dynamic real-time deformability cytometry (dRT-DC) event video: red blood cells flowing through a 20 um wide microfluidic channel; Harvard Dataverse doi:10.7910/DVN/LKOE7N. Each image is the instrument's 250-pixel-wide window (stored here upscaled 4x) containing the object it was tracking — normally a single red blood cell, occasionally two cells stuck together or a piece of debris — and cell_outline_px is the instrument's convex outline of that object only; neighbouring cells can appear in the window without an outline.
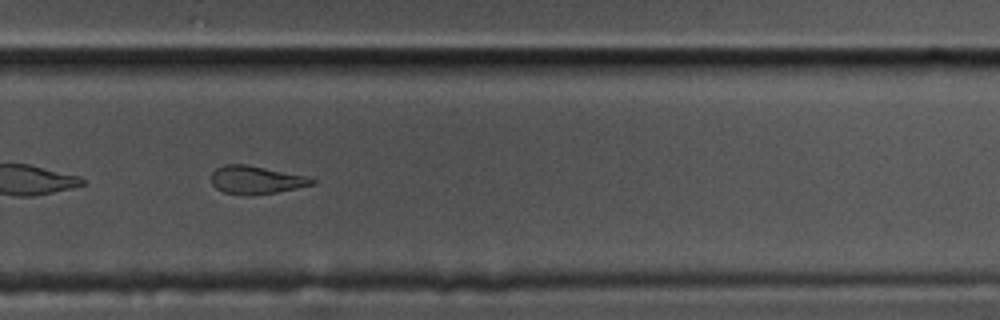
{"species": "common noctule bat (a hibernating species)", "species_latin": "Nyctalus noctula", "temperature_condition": "cold", "stored_images_in_passage": 53, "segment_of_instrument_passage": [2, 2], "camera_frame_rate_fps": 3000, "um_per_image_px": 0.085, "animal": {"sex": "male", "body_mass_g": 17.5, "forearm_length_mm": 52.3}, "frame": {"image": 1, "passage_image": 34, "time_ms": 11.0, "image_size_px": [1000, 320], "cell_outline_px": [[316, 184], [276, 192], [248, 196], [244, 196], [224, 192], [216, 188], [212, 184], [212, 172], [216, 168], [224, 164], [244, 164], [308, 176], [316, 180]], "centroid_in_image_um": [21.77, 15.3], "position_along_channel_um": 308.0, "area_um2": 16.53}}
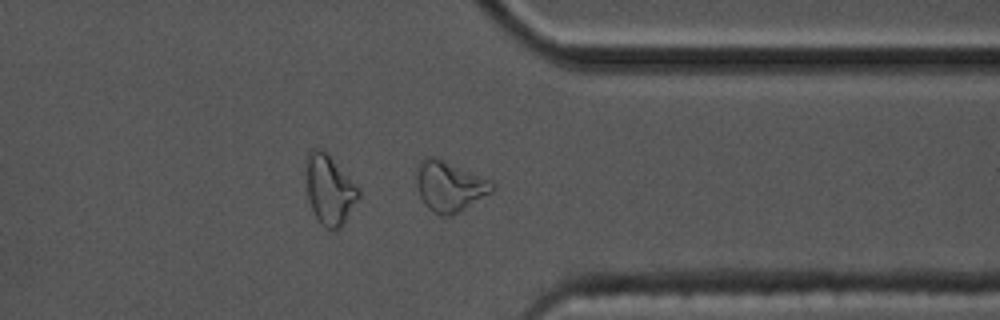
{"frame": {"image": 2, "passage_image": 40, "time_ms": 13.0, "image_size_px": [1000, 320], "cell_outline_px": [[496, 192], [448, 216], [440, 216], [432, 212], [424, 204], [420, 196], [416, 184], [416, 176], [420, 160], [424, 156], [432, 156], [444, 160], [492, 180], [496, 184]], "centroid_in_image_um": [38.25, 15.82], "position_along_channel_um": 373.2, "area_um2": 22.54}}
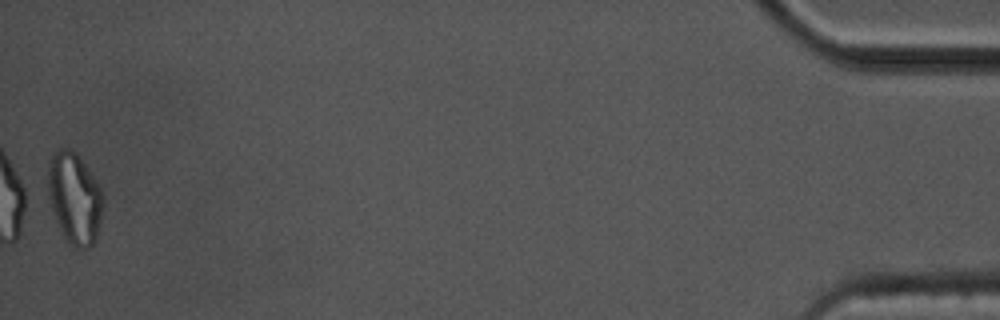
{"frame": {"image": 3, "passage_image": 53, "time_ms": 17.333, "image_size_px": [1000, 320], "cell_outline_px": [[104, 204], [96, 236], [92, 244], [88, 248], [72, 248], [68, 244], [56, 220], [48, 196], [48, 160], [52, 152], [60, 148], [72, 148], [76, 152], [104, 192]], "centroid_in_image_um": [6.33, 16.81], "position_along_channel_um": 428.9, "area_um2": 29.54}}